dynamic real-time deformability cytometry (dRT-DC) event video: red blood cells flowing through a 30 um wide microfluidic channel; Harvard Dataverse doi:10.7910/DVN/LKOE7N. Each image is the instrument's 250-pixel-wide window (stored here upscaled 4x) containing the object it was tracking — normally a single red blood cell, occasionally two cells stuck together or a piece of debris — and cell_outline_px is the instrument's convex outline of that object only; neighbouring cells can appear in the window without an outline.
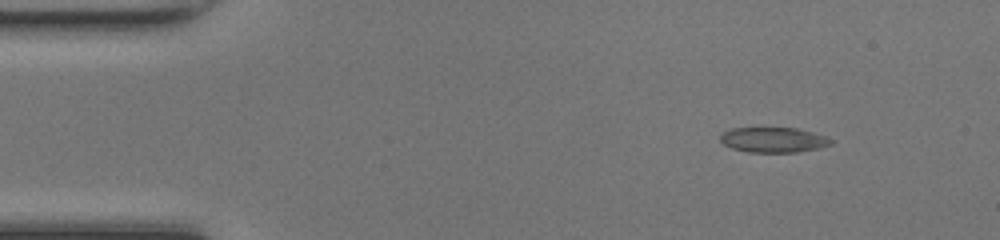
{"species": "common noctule bat (a hibernating species)", "species_latin": "Nyctalus noctula", "temperature_condition": "room temperature", "stored_images_in_passage": 44, "camera_frame_rate_fps": 3000, "um_per_image_px": 0.085, "animal": {"sex": "female", "body_mass_g": 17.0, "forearm_length_mm": 48.0}, "frame": {"image": 1, "passage_image": 1, "time_ms": 0.0, "image_size_px": [1000, 240], "cell_outline_px": [[832, 144], [816, 148], [796, 152], [748, 152], [732, 148], [724, 144], [720, 140], [720, 136], [724, 132], [732, 128], [796, 128], [812, 132], [824, 136], [832, 140]], "centroid_in_image_um": [65.71, 11.88], "position_along_channel_um": 19.3, "area_um2": 15.95}}
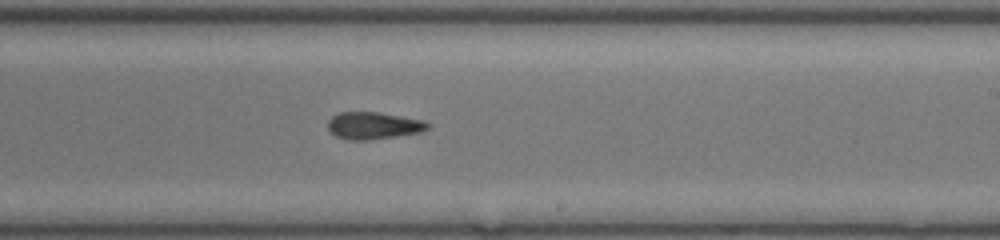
{"frame": {"image": 2, "passage_image": 24, "time_ms": 7.667, "image_size_px": [1000, 240], "cell_outline_px": [[428, 128], [420, 132], [396, 136], [368, 140], [348, 140], [336, 136], [328, 128], [328, 120], [336, 112], [376, 112], [424, 120], [428, 124]], "centroid_in_image_um": [31.7, 10.67], "position_along_channel_um": 257.3, "area_um2": 15.66}}
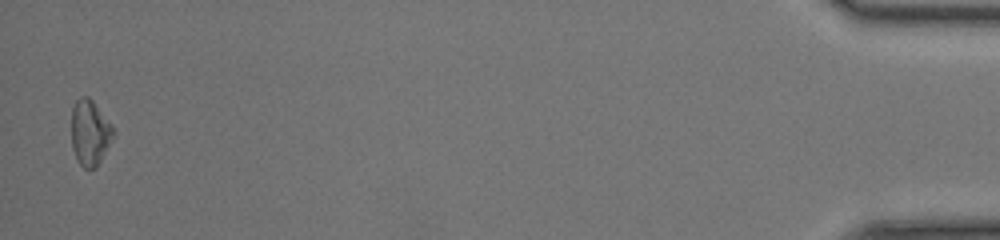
{"frame": {"image": 3, "passage_image": 43, "time_ms": 14.0, "image_size_px": [1000, 240], "cell_outline_px": [[116, 132], [96, 168], [84, 168], [80, 164], [72, 148], [72, 108], [76, 100], [80, 96], [88, 96], [92, 100], [112, 124]], "centroid_in_image_um": [7.65, 11.25], "position_along_channel_um": 427.5, "area_um2": 15.95}, "authors_computed_cell_mechanics": {"area_um2": 16.2418, "velocity_mm_per_s": 4.267, "shape_relaxation_time_tau1_ms": 7.973, "shape_relaxation_time_tau2_ms": 3.2626, "deformation_change_tau1": 0.1579, "deformation_change_tau2": 0.1049}}